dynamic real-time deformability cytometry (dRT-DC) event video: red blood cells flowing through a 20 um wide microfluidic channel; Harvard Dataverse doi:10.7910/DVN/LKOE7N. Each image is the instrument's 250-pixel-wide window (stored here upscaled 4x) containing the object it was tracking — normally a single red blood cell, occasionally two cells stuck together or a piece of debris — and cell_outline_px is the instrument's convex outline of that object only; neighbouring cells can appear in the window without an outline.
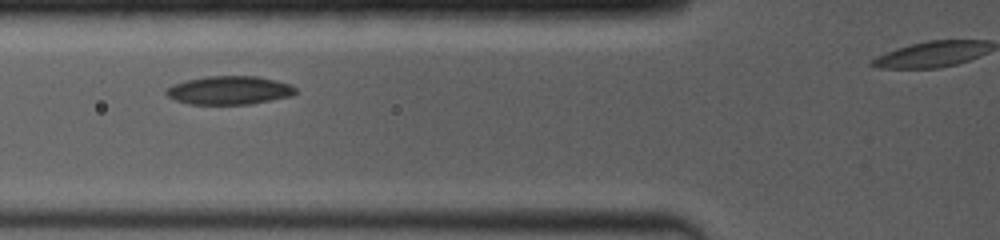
{"species": "common noctule bat (a hibernating species)", "species_latin": "Nyctalus noctula", "temperature_condition": "room temperature", "stored_images_in_passage": 4, "segment_of_instrument_passage": [1, 2], "camera_frame_rate_fps": 4000, "um_per_image_px": 0.085, "animal": {"sex": "female", "body_mass_g": 19.0, "forearm_length_mm": 53.3}, "frame": {"image": 1, "passage_image": 2, "time_ms": 0.75, "image_size_px": [1000, 240], "cell_outline_px": [[300, 92], [292, 96], [252, 104], [188, 104], [176, 100], [168, 96], [164, 92], [168, 88], [176, 84], [188, 80], [208, 76], [256, 76], [292, 84]], "centroid_in_image_um": [19.57, 7.68], "position_along_channel_um": 106.2, "area_um2": 21.44}}
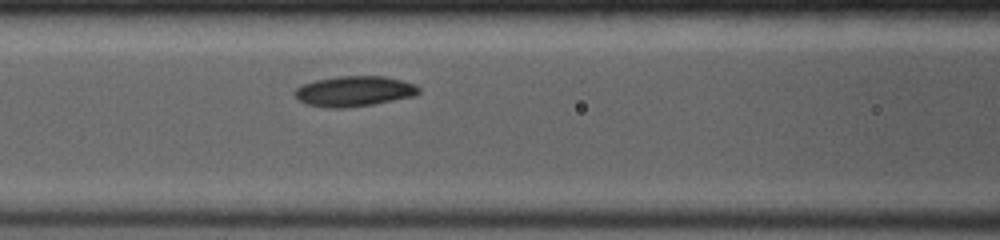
{"frame": {"image": 2, "passage_image": 3, "time_ms": 1.5, "image_size_px": [1000, 240], "cell_outline_px": [[420, 92], [416, 96], [372, 104], [348, 108], [328, 108], [308, 104], [296, 100], [292, 96], [292, 92], [296, 88], [304, 84], [316, 80], [340, 76], [384, 76], [416, 84], [420, 88]], "centroid_in_image_um": [30.08, 7.76], "position_along_channel_um": 136.5, "area_um2": 22.14}}